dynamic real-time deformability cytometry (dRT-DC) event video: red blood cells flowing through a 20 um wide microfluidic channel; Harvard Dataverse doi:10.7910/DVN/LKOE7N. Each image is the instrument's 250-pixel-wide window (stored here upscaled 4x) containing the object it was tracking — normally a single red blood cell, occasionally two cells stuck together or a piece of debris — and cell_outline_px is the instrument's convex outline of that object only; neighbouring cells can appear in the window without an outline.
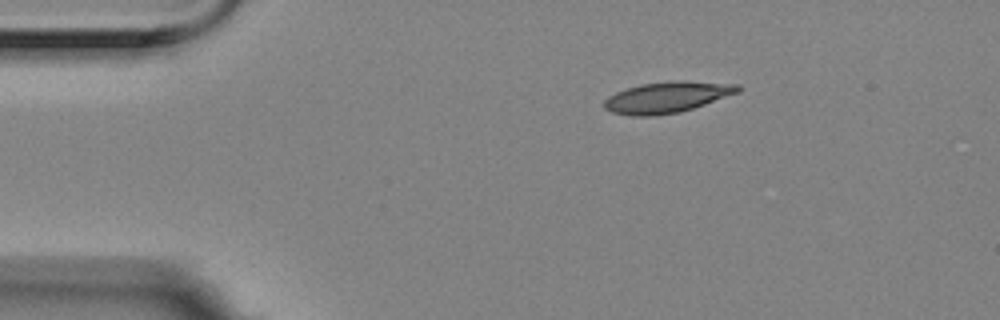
{"species": "Egyptian fruit bat (a non-hibernating species)", "species_latin": "Rousettus aegyptiacus", "temperature_condition": "room temperature", "stored_images_in_passage": 3, "camera_frame_rate_fps": 3000, "um_per_image_px": 0.085, "animal": {"sex": "female"}, "frame": {"image": 1, "passage_image": 1, "time_ms": 0.0, "image_size_px": [1000, 320], "cell_outline_px": [[740, 92], [680, 112], [652, 116], [632, 116], [612, 112], [604, 108], [604, 100], [608, 96], [616, 92], [640, 84], [672, 80], [684, 80], [740, 84]], "centroid_in_image_um": [56.7, 8.25], "position_along_channel_um": 28.3, "area_um2": 24.28}}
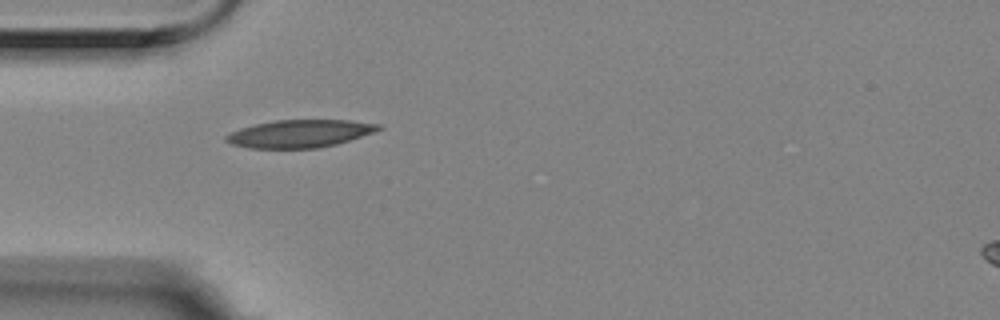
{"frame": {"image": 2, "passage_image": 3, "time_ms": 0.667, "image_size_px": [1000, 320], "cell_outline_px": [[384, 128], [376, 132], [336, 144], [316, 148], [248, 148], [232, 144], [224, 140], [224, 136], [240, 128], [256, 124], [276, 120], [352, 120], [380, 124]], "centroid_in_image_um": [25.51, 11.35], "position_along_channel_um": 59.5, "area_um2": 24.62}}